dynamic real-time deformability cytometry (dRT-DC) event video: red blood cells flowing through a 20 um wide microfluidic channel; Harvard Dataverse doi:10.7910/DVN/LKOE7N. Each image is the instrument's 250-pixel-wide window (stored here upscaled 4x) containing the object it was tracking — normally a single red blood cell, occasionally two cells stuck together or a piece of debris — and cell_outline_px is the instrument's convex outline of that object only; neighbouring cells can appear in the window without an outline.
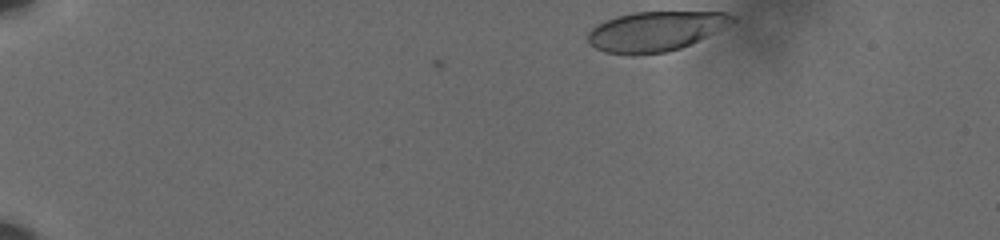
{"species": "human", "species_latin": "Homo sapiens", "temperature_condition": "cold", "stored_images_in_passage": 43, "camera_frame_rate_fps": 3000, "um_per_image_px": 0.085, "donor": {"sex": "male"}, "frame": {"image": 1, "passage_image": 1, "time_ms": 0.0, "image_size_px": [1000, 240], "cell_outline_px": [[736, 20], [680, 48], [668, 52], [632, 56], [604, 52], [588, 44], [588, 32], [596, 24], [616, 16], [632, 12], [728, 12], [736, 16]], "centroid_in_image_um": [55.63, 2.66], "position_along_channel_um": 29.4, "area_um2": 33.35}}
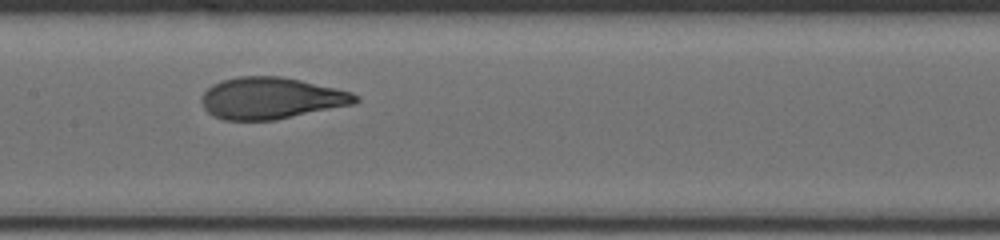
{"frame": {"image": 2, "passage_image": 23, "time_ms": 7.333, "image_size_px": [1000, 240], "cell_outline_px": [[360, 100], [356, 104], [276, 120], [224, 120], [212, 116], [204, 108], [200, 100], [204, 92], [212, 84], [236, 76], [280, 76], [300, 80], [336, 88], [352, 92], [360, 96]], "centroid_in_image_um": [23.07, 8.35], "position_along_channel_um": 184.3, "area_um2": 37.63}}
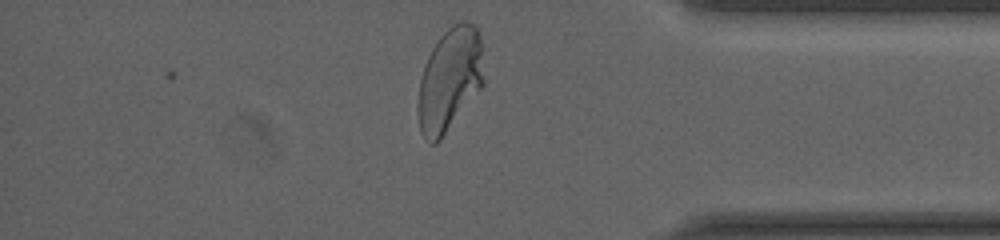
{"frame": {"image": 3, "passage_image": 42, "time_ms": 13.667, "image_size_px": [1000, 240], "cell_outline_px": [[484, 84], [440, 140], [436, 144], [432, 144], [420, 132], [416, 108], [416, 104], [420, 80], [424, 64], [432, 48], [440, 36], [452, 24], [460, 20], [464, 20], [476, 24], [480, 36], [484, 80]], "centroid_in_image_um": [38.21, 6.75], "position_along_channel_um": 397.0, "area_um2": 40.0}, "authors_computed_cell_mechanics": {"area_um2": 36.992, "velocity_mm_per_s": 3.5877, "shape_relaxation_time_tau1_ms": 4.7484, "shape_relaxation_time_tau2_ms": null, "deformation_change_tau1": 0.2016, "deformation_change_tau2": null}}